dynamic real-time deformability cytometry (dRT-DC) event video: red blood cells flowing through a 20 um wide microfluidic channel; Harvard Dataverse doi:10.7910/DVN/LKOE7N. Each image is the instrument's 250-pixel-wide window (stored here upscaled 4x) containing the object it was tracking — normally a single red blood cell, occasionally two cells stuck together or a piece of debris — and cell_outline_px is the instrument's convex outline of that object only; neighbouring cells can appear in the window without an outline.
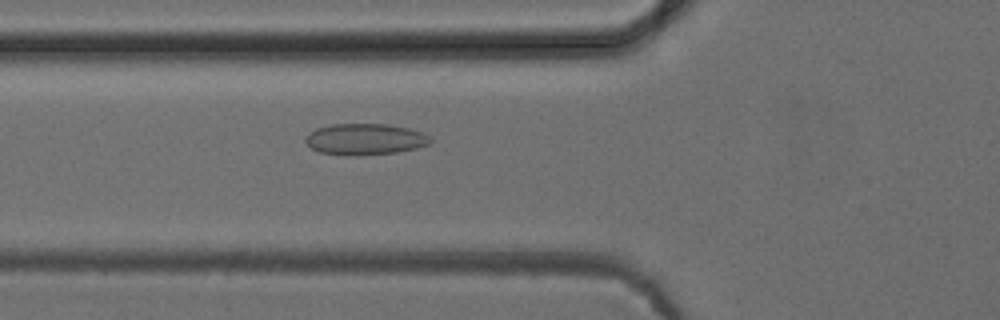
{"species": "common noctule bat (a hibernating species)", "species_latin": "Nyctalus noctula", "temperature_condition": "cold", "stored_images_in_passage": 46, "camera_frame_rate_fps": 3000, "um_per_image_px": 0.085, "animal": {"sex": "female", "body_mass_g": 24.6, "forearm_length_mm": 56.2}, "frame": {"image": 1, "passage_image": 13, "time_ms": 4.0, "image_size_px": [1000, 320], "cell_outline_px": [[432, 140], [428, 144], [416, 148], [396, 152], [348, 156], [320, 152], [312, 148], [304, 140], [304, 136], [316, 128], [332, 124], [388, 124], [408, 128], [420, 132], [428, 136]], "centroid_in_image_um": [30.98, 11.83], "position_along_channel_um": 94.8, "area_um2": 22.6}}
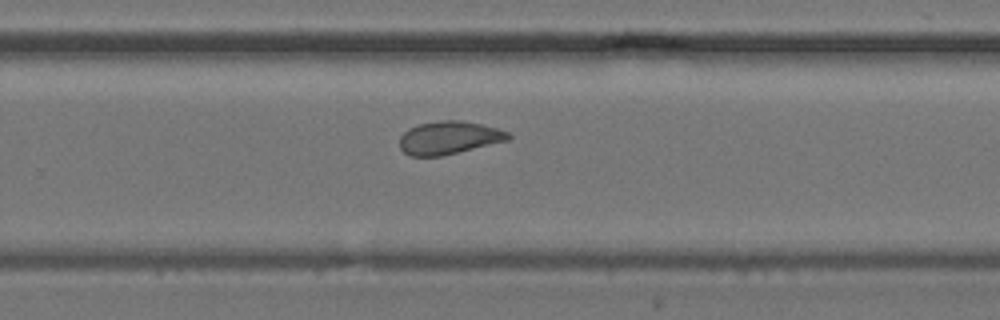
{"frame": {"image": 2, "passage_image": 28, "time_ms": 9.0, "image_size_px": [1000, 320], "cell_outline_px": [[512, 136], [508, 140], [444, 156], [408, 156], [400, 148], [400, 136], [408, 128], [420, 124], [440, 120], [460, 120], [480, 124], [496, 128], [508, 132]], "centroid_in_image_um": [38.14, 11.72], "position_along_channel_um": 291.7, "area_um2": 20.92}}
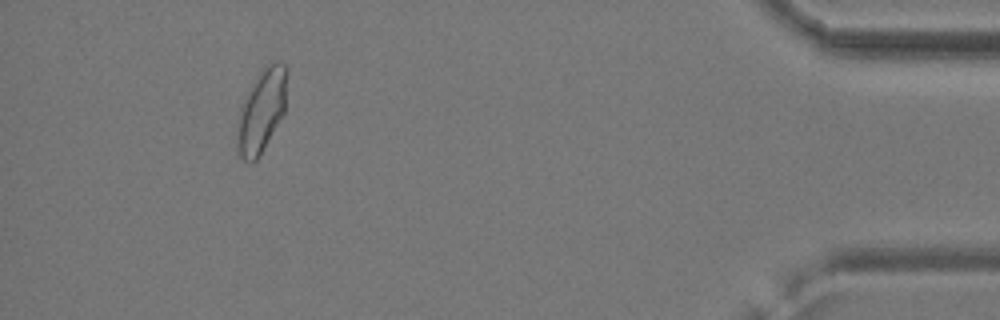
{"frame": {"image": 3, "passage_image": 42, "time_ms": 13.667, "image_size_px": [1000, 320], "cell_outline_px": [[288, 72], [284, 112], [260, 156], [252, 164], [244, 160], [240, 156], [236, 136], [236, 128], [240, 108], [252, 84], [264, 68], [268, 64], [288, 64]], "centroid_in_image_um": [22.24, 9.46], "position_along_channel_um": 413.0, "area_um2": 23.81}, "authors_computed_cell_mechanics": {"area_um2": 22.0218, "velocity_mm_per_s": 3.935, "shape_relaxation_time_tau1_ms": null, "shape_relaxation_time_tau2_ms": 1.5558, "deformation_change_tau1": null, "deformation_change_tau2": 0.0701}}